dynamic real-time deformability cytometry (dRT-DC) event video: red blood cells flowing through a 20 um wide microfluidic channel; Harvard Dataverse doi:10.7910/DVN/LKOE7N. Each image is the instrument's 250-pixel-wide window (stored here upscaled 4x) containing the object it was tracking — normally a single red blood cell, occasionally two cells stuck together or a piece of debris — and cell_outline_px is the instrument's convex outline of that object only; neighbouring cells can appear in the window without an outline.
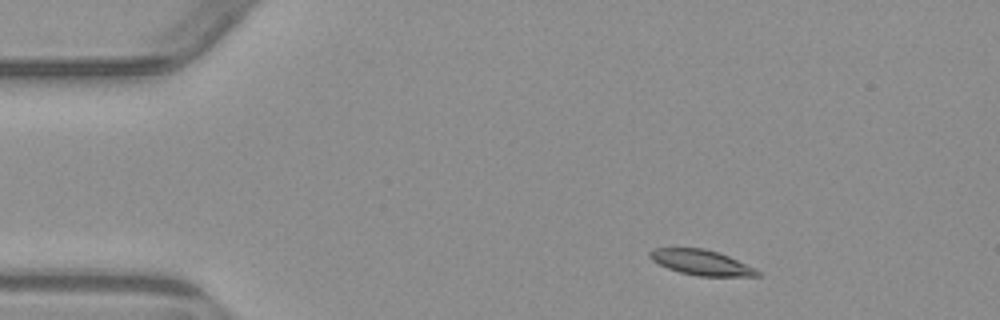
{"species": "common noctule bat (a hibernating species)", "species_latin": "Nyctalus noctula", "temperature_condition": "warm", "stored_images_in_passage": 3, "camera_frame_rate_fps": 3000, "um_per_image_px": 0.085, "animal": {"sex": "male", "body_mass_g": 23.1, "forearm_length_mm": 52.7}, "frame": {"image": 1, "passage_image": 1, "time_ms": 0.0, "image_size_px": [1000, 320], "cell_outline_px": [[760, 276], [700, 276], [680, 272], [668, 268], [652, 260], [648, 256], [648, 252], [652, 248], [704, 248], [720, 252], [756, 268], [760, 272]], "centroid_in_image_um": [59.62, 22.3], "position_along_channel_um": 25.4, "area_um2": 15.9}}
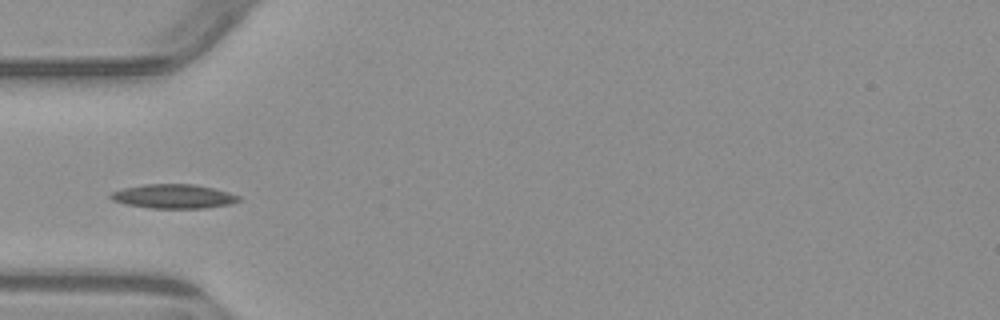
{"frame": {"image": 2, "passage_image": 3, "time_ms": 3.0, "image_size_px": [1000, 320], "cell_outline_px": [[240, 200], [232, 204], [204, 208], [148, 208], [124, 204], [112, 200], [108, 196], [112, 192], [124, 188], [144, 184], [196, 184], [228, 192], [240, 196]], "centroid_in_image_um": [14.74, 16.69], "position_along_channel_um": 70.3, "area_um2": 18.09}}